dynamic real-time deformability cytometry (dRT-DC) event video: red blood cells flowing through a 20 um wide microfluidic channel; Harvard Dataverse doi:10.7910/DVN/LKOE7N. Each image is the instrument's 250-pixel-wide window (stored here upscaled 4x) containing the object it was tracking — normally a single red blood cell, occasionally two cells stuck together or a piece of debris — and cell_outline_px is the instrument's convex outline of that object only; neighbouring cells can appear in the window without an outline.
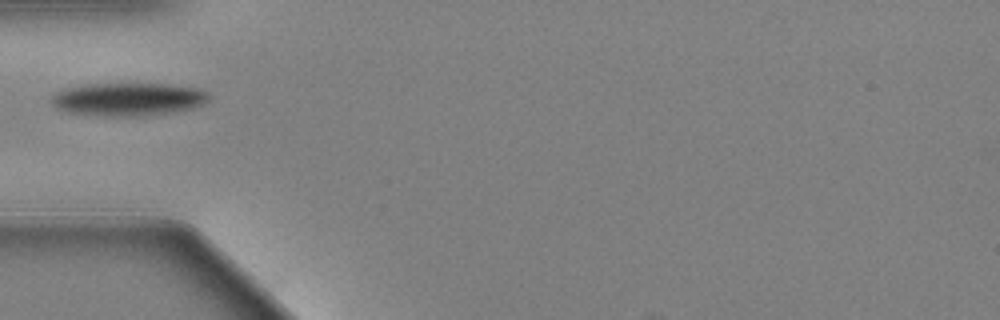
{"species": "Egyptian fruit bat (a non-hibernating species)", "species_latin": "Rousettus aegyptiacus", "temperature_condition": "warm", "stored_images_in_passage": 42, "camera_frame_rate_fps": 3000, "um_per_image_px": 0.085, "animal": {"sex": "female"}, "frame": {"image": 1, "passage_image": 1, "time_ms": 0.0, "image_size_px": [1000, 320], "cell_outline_px": [[208, 100], [204, 104], [192, 108], [168, 112], [140, 116], [116, 116], [68, 112], [56, 108], [52, 104], [52, 96], [56, 92], [64, 88], [84, 84], [172, 84], [196, 88], [208, 92]], "centroid_in_image_um": [10.88, 8.42], "position_along_channel_um": 74.1, "area_um2": 30.06}}
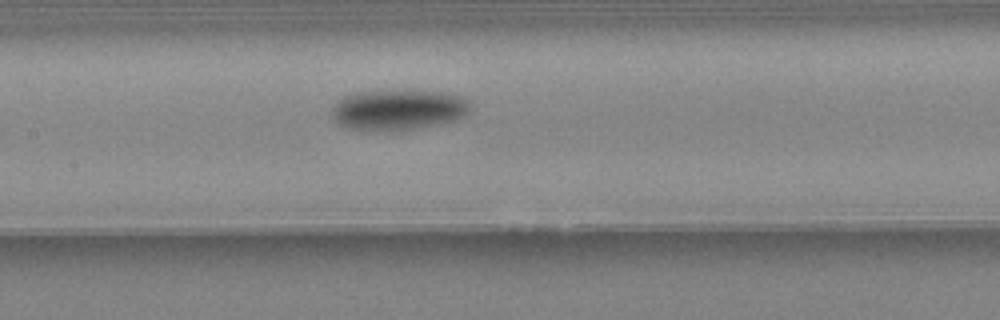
{"frame": {"image": 2, "passage_image": 10, "time_ms": 3.0, "image_size_px": [1000, 320], "cell_outline_px": [[472, 104], [468, 112], [452, 120], [420, 128], [348, 128], [340, 124], [332, 116], [332, 108], [344, 96], [352, 92], [404, 88], [412, 88], [444, 92], [460, 96], [468, 100]], "centroid_in_image_um": [33.88, 9.23], "position_along_channel_um": 173.5, "area_um2": 32.54}}
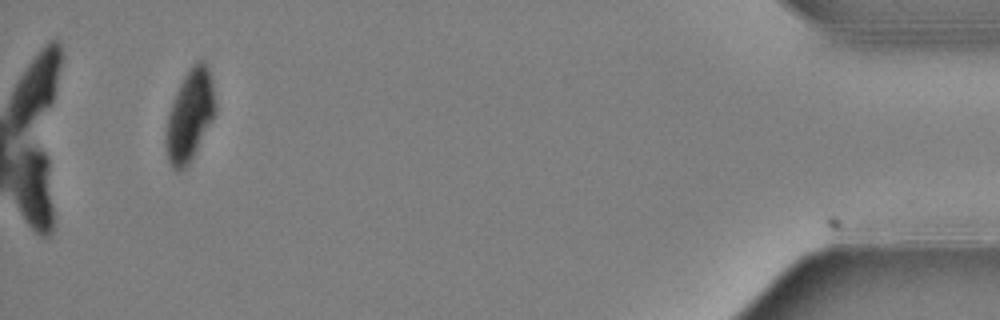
{"frame": {"image": 3, "passage_image": 39, "time_ms": 12.667, "image_size_px": [1000, 320], "cell_outline_px": [[216, 112], [196, 152], [188, 164], [184, 168], [172, 168], [168, 160], [168, 116], [176, 92], [184, 76], [192, 64], [196, 60], [204, 60], [208, 68], [212, 80], [216, 104]], "centroid_in_image_um": [16.19, 9.73], "position_along_channel_um": 419.0, "area_um2": 25.49}}